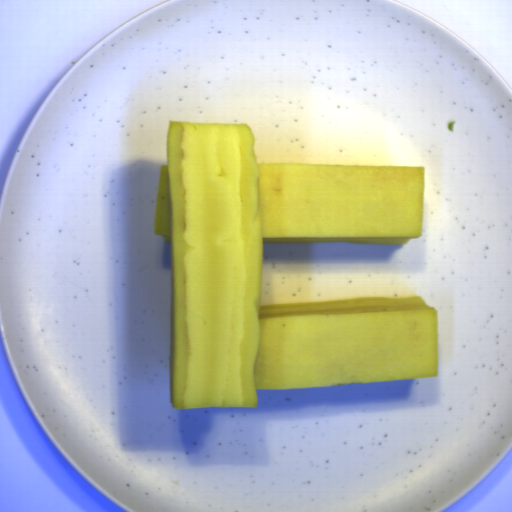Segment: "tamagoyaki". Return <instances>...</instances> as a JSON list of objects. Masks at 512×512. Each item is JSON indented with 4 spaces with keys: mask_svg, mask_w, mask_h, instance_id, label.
<instances>
[{
    "mask_svg": "<svg viewBox=\"0 0 512 512\" xmlns=\"http://www.w3.org/2000/svg\"><path fill=\"white\" fill-rule=\"evenodd\" d=\"M426 169L258 162L245 123L169 122L154 234L170 243V407L256 409L257 391L437 378L419 296L262 304L265 243L406 245Z\"/></svg>",
    "mask_w": 512,
    "mask_h": 512,
    "instance_id": "81b7327e",
    "label": "tamagoyaki"
}]
</instances>
